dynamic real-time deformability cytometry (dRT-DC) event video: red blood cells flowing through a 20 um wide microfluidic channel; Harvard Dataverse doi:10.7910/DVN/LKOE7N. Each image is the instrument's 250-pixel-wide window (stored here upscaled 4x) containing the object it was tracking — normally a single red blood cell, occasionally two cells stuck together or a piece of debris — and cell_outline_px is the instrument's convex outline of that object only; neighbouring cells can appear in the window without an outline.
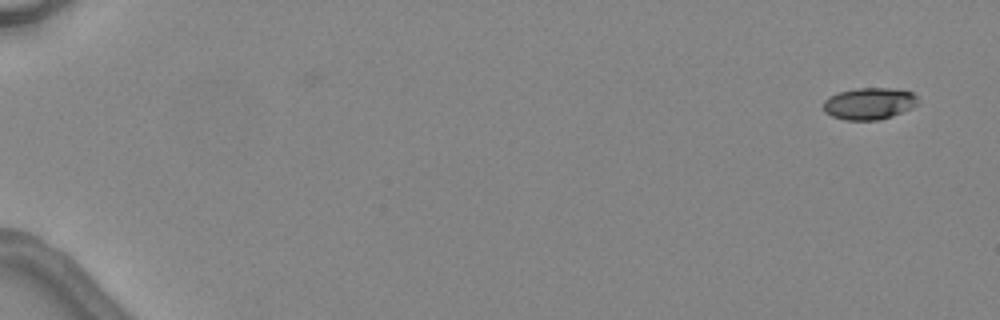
{"species": "common noctule bat (a hibernating species)", "species_latin": "Nyctalus noctula", "temperature_condition": "warm", "stored_images_in_passage": 5, "camera_frame_rate_fps": 3000, "um_per_image_px": 0.085, "animal": {"sex": "female", "body_mass_g": 24.6, "forearm_length_mm": 56.2}, "frame": {"image": 1, "passage_image": 1, "time_ms": 0.0, "image_size_px": [1000, 320], "cell_outline_px": [[920, 104], [912, 108], [892, 116], [880, 120], [844, 120], [832, 116], [824, 112], [824, 100], [828, 96], [840, 92], [856, 88], [892, 88], [912, 92], [916, 96]], "centroid_in_image_um": [73.89, 8.81], "position_along_channel_um": 11.1, "area_um2": 17.69}}
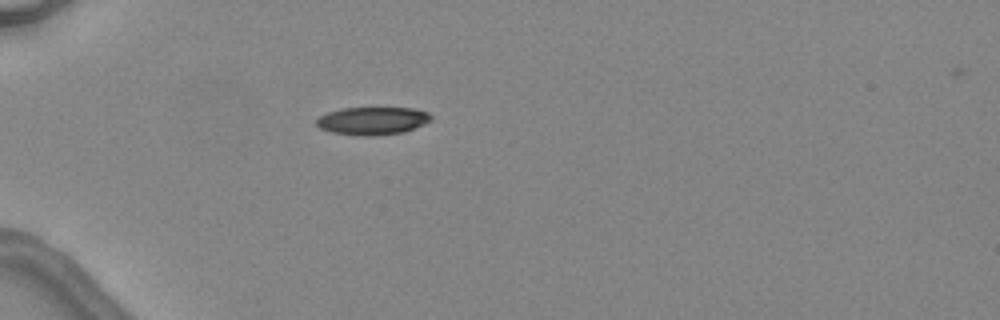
{"frame": {"image": 2, "passage_image": 5, "time_ms": 4.667, "image_size_px": [1000, 320], "cell_outline_px": [[432, 120], [424, 124], [404, 132], [372, 136], [364, 136], [332, 132], [320, 128], [316, 124], [316, 120], [320, 116], [328, 112], [344, 108], [412, 108], [428, 112], [432, 116]], "centroid_in_image_um": [31.69, 10.27], "position_along_channel_um": 53.3, "area_um2": 18.5}}